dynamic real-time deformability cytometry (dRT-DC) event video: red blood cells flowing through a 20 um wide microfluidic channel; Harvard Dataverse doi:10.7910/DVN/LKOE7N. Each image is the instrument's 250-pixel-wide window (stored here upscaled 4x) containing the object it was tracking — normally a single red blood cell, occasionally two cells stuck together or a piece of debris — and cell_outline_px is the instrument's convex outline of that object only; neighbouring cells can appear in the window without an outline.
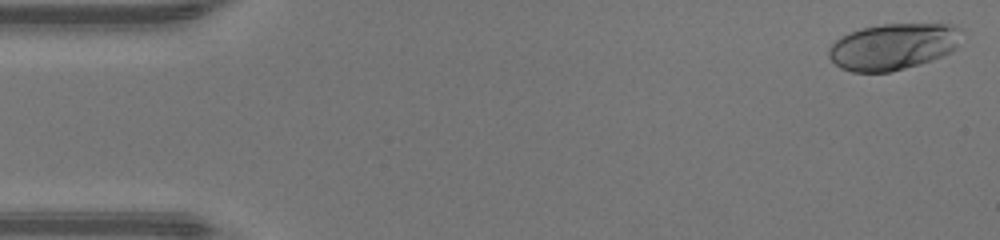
{"species": "human", "species_latin": "Homo sapiens", "temperature_condition": "warm", "stored_images_in_passage": 47, "camera_frame_rate_fps": 3000, "um_per_image_px": 0.085, "donor": {"sex": "male"}, "frame": {"image": 1, "passage_image": 1, "time_ms": 0.0, "image_size_px": [1000, 240], "cell_outline_px": [[964, 28], [956, 48], [952, 52], [932, 60], [920, 64], [888, 72], [852, 72], [840, 68], [828, 56], [828, 48], [840, 36], [860, 28], [884, 24], [956, 24]], "centroid_in_image_um": [75.95, 3.94], "position_along_channel_um": 9.1, "area_um2": 36.24}}
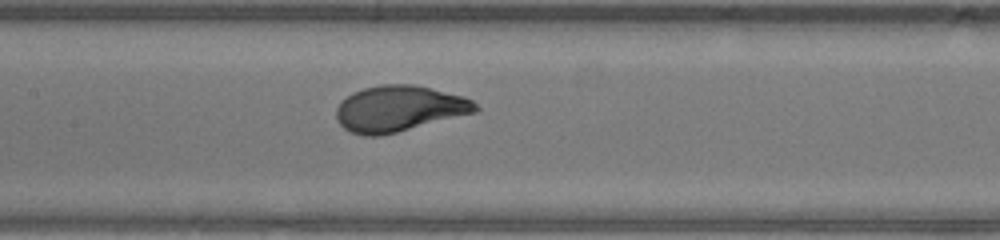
{"frame": {"image": 2, "passage_image": 22, "time_ms": 7.0, "image_size_px": [1000, 240], "cell_outline_px": [[480, 108], [476, 112], [380, 136], [364, 136], [352, 132], [344, 128], [336, 120], [336, 108], [352, 92], [364, 88], [380, 84], [416, 84], [464, 96], [472, 100]], "centroid_in_image_um": [33.93, 9.22], "position_along_channel_um": 173.5, "area_um2": 37.17}}
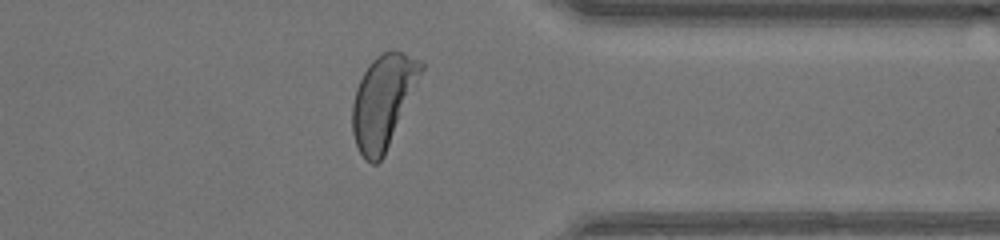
{"frame": {"image": 3, "passage_image": 37, "time_ms": 12.0, "image_size_px": [1000, 240], "cell_outline_px": [[424, 68], [384, 156], [376, 164], [372, 164], [364, 160], [356, 144], [352, 132], [352, 104], [356, 88], [368, 64], [376, 56], [392, 48], [404, 52], [424, 60]], "centroid_in_image_um": [32.56, 8.57], "position_along_channel_um": 378.8, "area_um2": 37.22}, "authors_computed_cell_mechanics": {"area_um2": 36.2984, "velocity_mm_per_s": 4.3017, "shape_relaxation_time_tau1_ms": 2.4341, "shape_relaxation_time_tau2_ms": null, "deformation_change_tau1": 0.1934, "deformation_change_tau2": null}}